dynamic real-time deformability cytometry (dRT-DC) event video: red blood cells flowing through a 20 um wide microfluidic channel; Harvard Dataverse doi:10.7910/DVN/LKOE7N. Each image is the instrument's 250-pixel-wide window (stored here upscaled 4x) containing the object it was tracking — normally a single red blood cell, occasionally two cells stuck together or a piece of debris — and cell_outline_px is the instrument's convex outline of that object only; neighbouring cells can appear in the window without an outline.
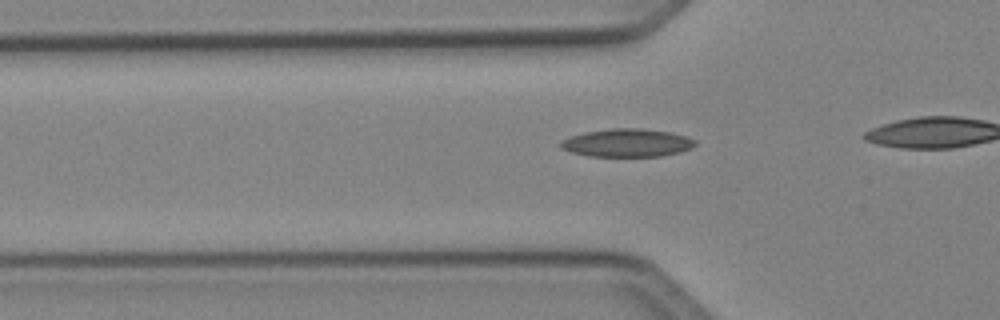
{"species": "Egyptian fruit bat (a non-hibernating species)", "species_latin": "Rousettus aegyptiacus", "temperature_condition": "cold", "stored_images_in_passage": 25, "camera_frame_rate_fps": 3000, "um_per_image_px": 0.085, "animal": {"sex": "female"}, "frame": {"image": 1, "passage_image": 2, "time_ms": 0.333, "image_size_px": [1000, 320], "cell_outline_px": [[696, 144], [692, 148], [680, 152], [660, 156], [588, 156], [572, 152], [560, 148], [560, 140], [568, 136], [584, 132], [612, 128], [640, 128], [668, 132], [684, 136], [696, 140]], "centroid_in_image_um": [53.26, 12.14], "position_along_channel_um": 72.5, "area_um2": 22.02}}
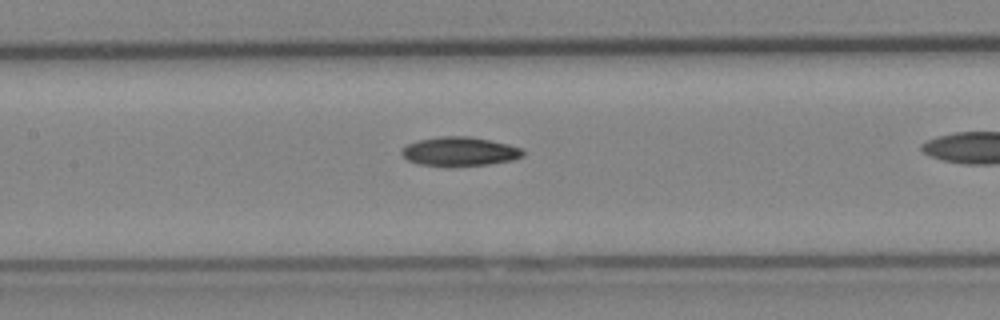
{"frame": {"image": 2, "passage_image": 9, "time_ms": 2.667, "image_size_px": [1000, 320], "cell_outline_px": [[524, 156], [512, 160], [488, 164], [420, 164], [408, 160], [400, 152], [408, 144], [416, 140], [440, 136], [468, 136], [508, 144], [524, 148]], "centroid_in_image_um": [39.11, 12.84], "position_along_channel_um": 168.3, "area_um2": 19.88}}
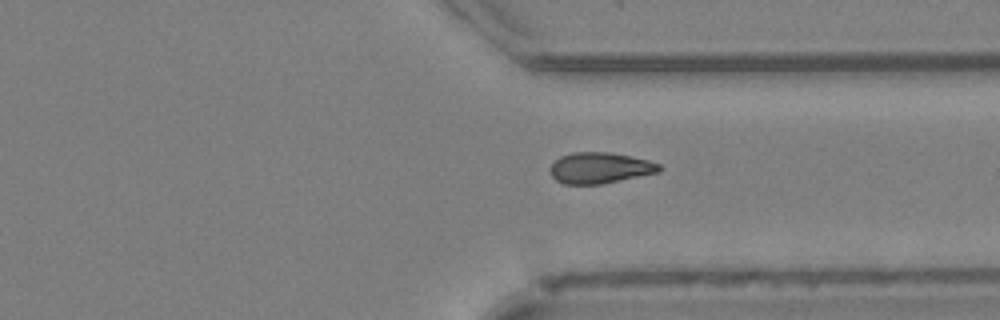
{"frame": {"image": 3, "passage_image": 23, "time_ms": 7.333, "image_size_px": [1000, 320], "cell_outline_px": [[664, 168], [660, 172], [600, 184], [564, 184], [556, 180], [552, 176], [552, 164], [560, 156], [572, 152], [608, 152], [632, 156], [648, 160], [660, 164]], "centroid_in_image_um": [51.04, 14.26], "position_along_channel_um": 360.4, "area_um2": 19.65}}